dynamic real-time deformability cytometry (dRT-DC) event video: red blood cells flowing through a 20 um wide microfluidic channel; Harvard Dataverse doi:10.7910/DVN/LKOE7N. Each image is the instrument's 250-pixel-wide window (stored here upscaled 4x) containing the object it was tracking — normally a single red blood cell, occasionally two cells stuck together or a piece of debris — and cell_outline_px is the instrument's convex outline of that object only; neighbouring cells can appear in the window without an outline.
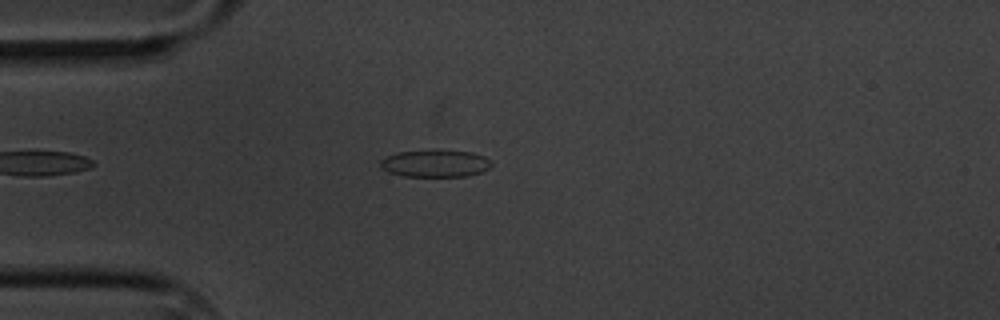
{"species": "common noctule bat (a hibernating species)", "species_latin": "Nyctalus noctula", "temperature_condition": "cold", "stored_images_in_passage": 5, "camera_frame_rate_fps": 3000, "um_per_image_px": 0.085, "animal": {"sex": "male", "body_mass_g": 20.1, "forearm_length_mm": 53.5}, "frame": {"image": 1, "passage_image": 5, "time_ms": 4.667, "image_size_px": [1000, 320], "cell_outline_px": [[492, 164], [488, 168], [480, 172], [468, 176], [400, 176], [388, 172], [380, 168], [380, 160], [388, 156], [400, 152], [472, 152], [484, 156]], "centroid_in_image_um": [36.96, 13.93], "position_along_channel_um": 48.0, "area_um2": 16.94}}